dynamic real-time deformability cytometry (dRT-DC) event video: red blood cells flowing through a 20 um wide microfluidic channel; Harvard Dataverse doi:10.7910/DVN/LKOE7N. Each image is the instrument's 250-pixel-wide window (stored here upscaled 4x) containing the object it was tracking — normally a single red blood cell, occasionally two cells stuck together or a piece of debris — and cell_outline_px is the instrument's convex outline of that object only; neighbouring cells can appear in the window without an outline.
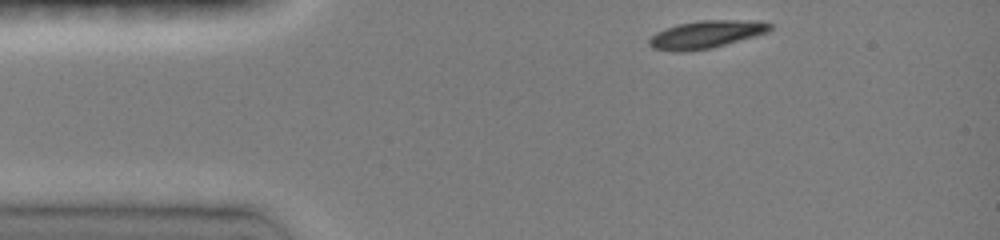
{"species": "common noctule bat (a hibernating species)", "species_latin": "Nyctalus noctula", "temperature_condition": "room temperature", "stored_images_in_passage": 22, "camera_frame_rate_fps": 3000, "um_per_image_px": 0.085, "animal": {"sex": "female", "body_mass_g": 19.0, "forearm_length_mm": 51.5}, "frame": {"image": 1, "passage_image": 1, "time_ms": 0.0, "image_size_px": [1000, 240], "cell_outline_px": [[772, 28], [768, 32], [712, 48], [688, 52], [672, 52], [652, 48], [648, 44], [648, 40], [656, 32], [676, 24], [700, 20], [760, 20], [772, 24]], "centroid_in_image_um": [60.0, 2.93], "position_along_channel_um": 25.0, "area_um2": 19.77}}
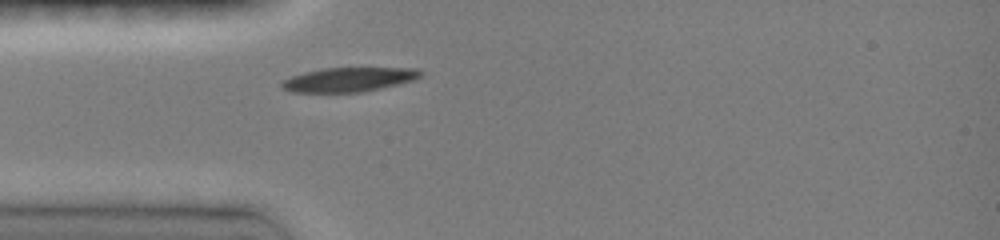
{"frame": {"image": 2, "passage_image": 14, "time_ms": 2.0, "image_size_px": [1000, 240], "cell_outline_px": [[424, 76], [416, 80], [380, 88], [360, 92], [292, 92], [280, 88], [280, 84], [284, 80], [292, 76], [304, 72], [324, 68], [416, 68], [424, 72]], "centroid_in_image_um": [29.69, 6.76], "position_along_channel_um": 55.3, "area_um2": 19.71}}